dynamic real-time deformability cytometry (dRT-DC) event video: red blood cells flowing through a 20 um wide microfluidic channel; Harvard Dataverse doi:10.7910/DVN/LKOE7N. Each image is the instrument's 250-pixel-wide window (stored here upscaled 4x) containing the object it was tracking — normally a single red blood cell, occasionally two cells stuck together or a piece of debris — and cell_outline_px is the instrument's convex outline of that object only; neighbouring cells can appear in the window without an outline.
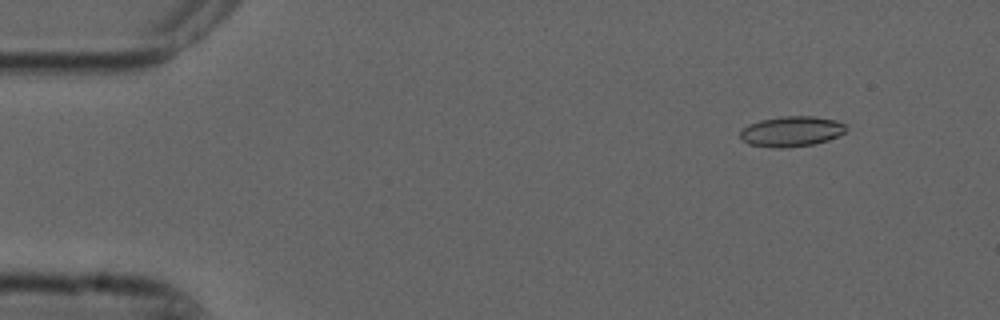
{"species": "common noctule bat (a hibernating species)", "species_latin": "Nyctalus noctula", "temperature_condition": "cold", "stored_images_in_passage": 6, "camera_frame_rate_fps": 3000, "um_per_image_px": 0.085, "animal": {"sex": "male", "forearm_length_mm": 52.5}, "frame": {"image": 1, "passage_image": 2, "time_ms": 0.333, "image_size_px": [1000, 320], "cell_outline_px": [[848, 128], [844, 132], [828, 140], [812, 144], [784, 148], [772, 148], [748, 144], [740, 136], [740, 132], [748, 124], [760, 120], [780, 116], [812, 116], [836, 120], [844, 124]], "centroid_in_image_um": [67.26, 11.16], "position_along_channel_um": 17.7, "area_um2": 18.67}}
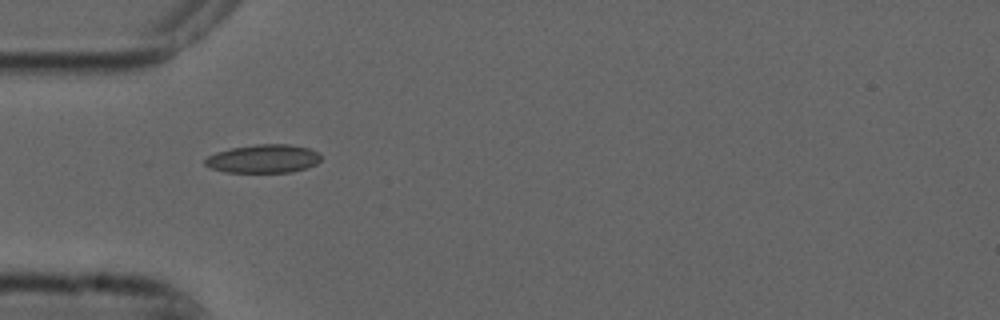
{"frame": {"image": 2, "passage_image": 5, "time_ms": 1.333, "image_size_px": [1000, 320], "cell_outline_px": [[320, 160], [316, 164], [308, 168], [292, 172], [224, 172], [212, 168], [204, 164], [204, 160], [208, 156], [216, 152], [232, 148], [256, 144], [288, 144], [308, 148], [316, 152], [320, 156]], "centroid_in_image_um": [22.38, 13.5], "position_along_channel_um": 62.6, "area_um2": 19.13}}
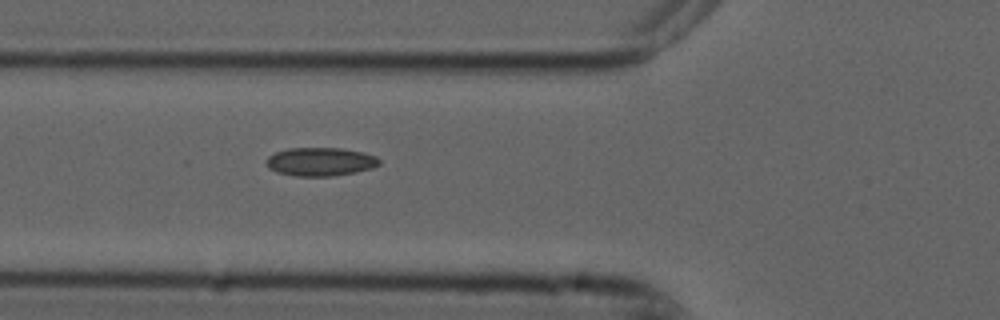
{"frame": {"image": 3, "passage_image": 6, "time_ms": 1.667, "image_size_px": [1000, 320], "cell_outline_px": [[380, 164], [372, 168], [356, 172], [332, 176], [296, 176], [276, 172], [268, 168], [268, 156], [276, 152], [288, 148], [340, 148], [364, 152], [376, 156], [380, 160]], "centroid_in_image_um": [27.26, 13.74], "position_along_channel_um": 98.5, "area_um2": 18.73}}